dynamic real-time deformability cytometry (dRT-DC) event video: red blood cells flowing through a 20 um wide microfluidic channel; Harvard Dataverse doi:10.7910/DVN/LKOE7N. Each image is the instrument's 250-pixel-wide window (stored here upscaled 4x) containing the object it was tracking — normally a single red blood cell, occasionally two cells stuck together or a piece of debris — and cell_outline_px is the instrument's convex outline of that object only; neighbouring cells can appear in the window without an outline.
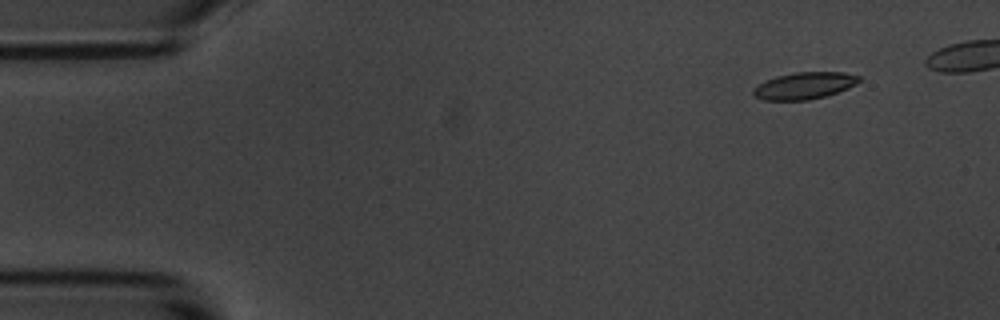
{"species": "common noctule bat (a hibernating species)", "species_latin": "Nyctalus noctula", "temperature_condition": "room temperature", "stored_images_in_passage": 5, "camera_frame_rate_fps": 3000, "um_per_image_px": 0.085, "animal": {"sex": "male", "body_mass_g": 20.1, "forearm_length_mm": 53.5}, "frame": {"image": 1, "passage_image": 1, "time_ms": 0.0, "image_size_px": [1000, 320], "cell_outline_px": [[860, 80], [856, 84], [848, 88], [824, 96], [808, 100], [764, 100], [756, 96], [752, 92], [752, 88], [776, 76], [796, 72], [844, 72], [860, 76]], "centroid_in_image_um": [68.38, 7.27], "position_along_channel_um": 16.6, "area_um2": 16.36}}